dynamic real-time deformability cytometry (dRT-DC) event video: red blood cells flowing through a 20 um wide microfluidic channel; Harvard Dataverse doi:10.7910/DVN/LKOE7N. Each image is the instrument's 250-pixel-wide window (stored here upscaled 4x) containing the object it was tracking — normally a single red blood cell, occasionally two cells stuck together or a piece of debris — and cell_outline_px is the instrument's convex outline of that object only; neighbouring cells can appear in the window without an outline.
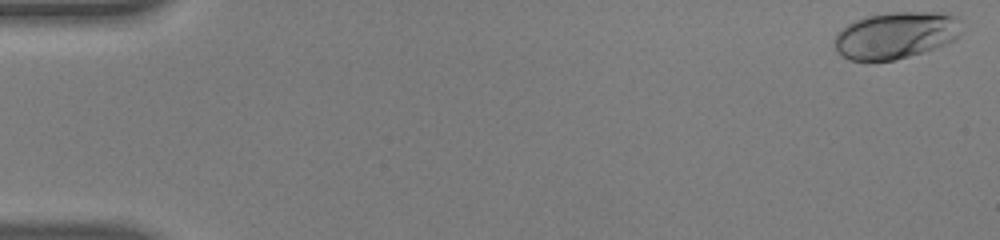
{"species": "human", "species_latin": "Homo sapiens", "temperature_condition": "warm", "stored_images_in_passage": 55, "camera_frame_rate_fps": 3000, "um_per_image_px": 0.085, "donor": {"sex": "male"}, "frame": {"image": 1, "passage_image": 1, "time_ms": 0.0, "image_size_px": [1000, 240], "cell_outline_px": [[960, 36], [956, 40], [948, 44], [924, 52], [892, 60], [848, 60], [836, 48], [836, 32], [848, 24], [864, 16], [888, 12], [948, 12], [956, 16], [960, 32]], "centroid_in_image_um": [76.18, 2.98], "position_along_channel_um": 8.8, "area_um2": 34.68}}
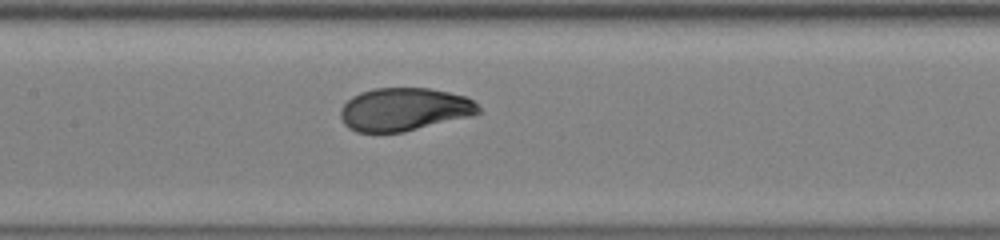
{"frame": {"image": 2, "passage_image": 27, "time_ms": 8.667, "image_size_px": [1000, 240], "cell_outline_px": [[480, 112], [472, 116], [404, 132], [356, 132], [348, 128], [344, 124], [340, 116], [340, 108], [352, 96], [360, 92], [372, 88], [428, 88], [448, 92], [464, 96], [472, 100], [480, 108]], "centroid_in_image_um": [34.33, 9.3], "position_along_channel_um": 173.1, "area_um2": 34.68}}
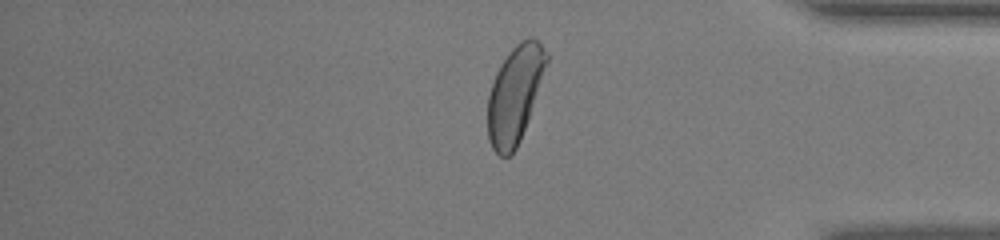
{"frame": {"image": 3, "passage_image": 46, "time_ms": 15.0, "image_size_px": [1000, 240], "cell_outline_px": [[548, 60], [528, 120], [520, 140], [512, 156], [500, 156], [492, 148], [488, 140], [488, 96], [496, 72], [500, 64], [508, 52], [520, 40], [528, 36], [532, 36], [548, 52]], "centroid_in_image_um": [43.75, 8.01], "position_along_channel_um": 391.4, "area_um2": 33.06}, "authors_computed_cell_mechanics": {"area_um2": 34.8534, "velocity_mm_per_s": 3.7671, "shape_relaxation_time_tau1_ms": 3.385, "shape_relaxation_time_tau2_ms": null, "deformation_change_tau1": 0.1836, "deformation_change_tau2": null}}